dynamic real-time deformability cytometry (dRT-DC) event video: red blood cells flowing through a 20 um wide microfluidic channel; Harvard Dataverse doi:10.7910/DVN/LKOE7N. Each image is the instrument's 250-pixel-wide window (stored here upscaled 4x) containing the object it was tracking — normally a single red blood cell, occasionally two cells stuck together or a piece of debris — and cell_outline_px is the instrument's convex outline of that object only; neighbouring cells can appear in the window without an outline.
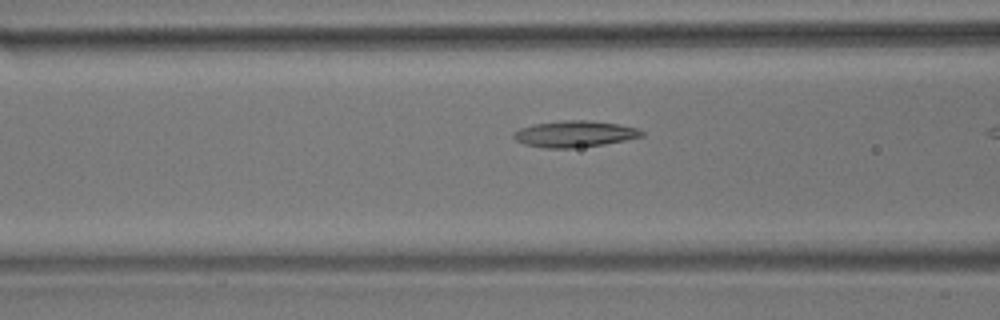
{"species": "common noctule bat (a hibernating species)", "species_latin": "Nyctalus noctula", "temperature_condition": "room temperature", "stored_images_in_passage": 18, "camera_frame_rate_fps": 3000, "um_per_image_px": 0.085, "animal": {"sex": "male", "body_mass_g": 17.9}, "frame": {"image": 1, "passage_image": 13, "time_ms": 4.0, "image_size_px": [1000, 320], "cell_outline_px": [[644, 136], [604, 144], [572, 148], [544, 148], [524, 144], [516, 140], [512, 136], [512, 132], [520, 128], [536, 124], [564, 120], [588, 120], [616, 124], [636, 128], [644, 132]], "centroid_in_image_um": [48.81, 11.39], "position_along_channel_um": 117.8, "area_um2": 19.48}}
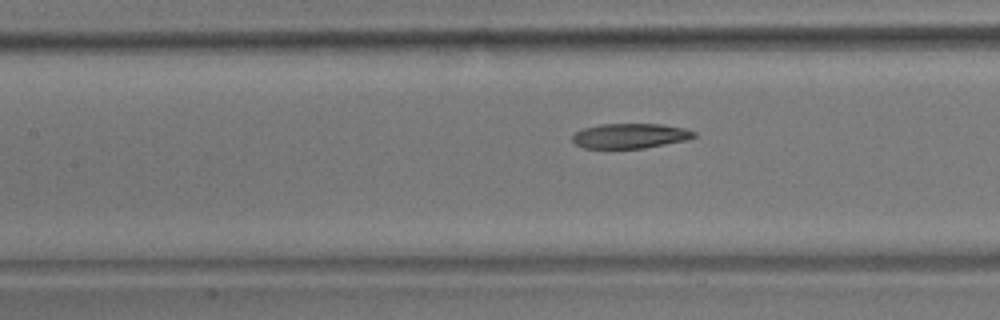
{"frame": {"image": 2, "passage_image": 16, "time_ms": 5.0, "image_size_px": [1000, 320], "cell_outline_px": [[696, 136], [688, 140], [644, 148], [584, 148], [576, 144], [572, 140], [572, 136], [576, 132], [584, 128], [600, 124], [660, 124], [684, 128], [696, 132]], "centroid_in_image_um": [53.58, 11.55], "position_along_channel_um": 153.8, "area_um2": 17.63}}